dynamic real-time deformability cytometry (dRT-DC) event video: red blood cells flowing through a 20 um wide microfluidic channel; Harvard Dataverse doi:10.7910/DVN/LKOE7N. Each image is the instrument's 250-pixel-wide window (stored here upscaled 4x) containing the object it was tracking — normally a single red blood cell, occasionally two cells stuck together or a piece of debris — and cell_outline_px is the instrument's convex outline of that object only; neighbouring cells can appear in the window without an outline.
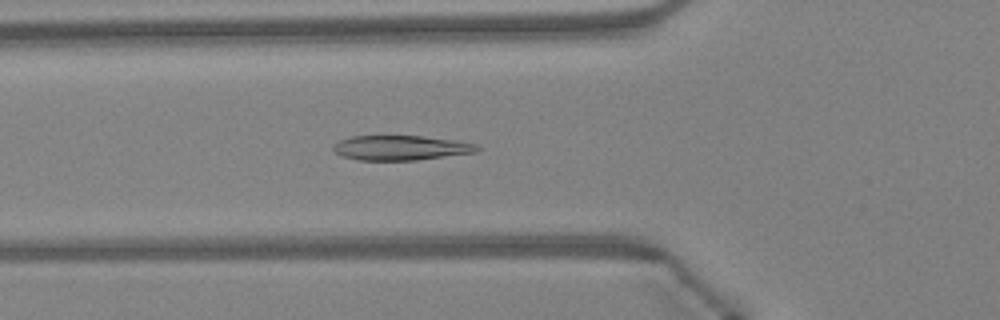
{"species": "Egyptian fruit bat (a non-hibernating species)", "species_latin": "Rousettus aegyptiacus", "temperature_condition": "warm", "stored_images_in_passage": 41, "camera_frame_rate_fps": 3000, "um_per_image_px": 0.085, "animal": {"sex": "female"}, "frame": {"image": 1, "passage_image": 16, "time_ms": 5.0, "image_size_px": [1000, 320], "cell_outline_px": [[480, 148], [476, 152], [416, 160], [356, 160], [340, 156], [332, 148], [340, 140], [352, 136], [420, 136], [456, 140], [476, 144]], "centroid_in_image_um": [34.05, 12.57], "position_along_channel_um": 91.7, "area_um2": 20.63}}
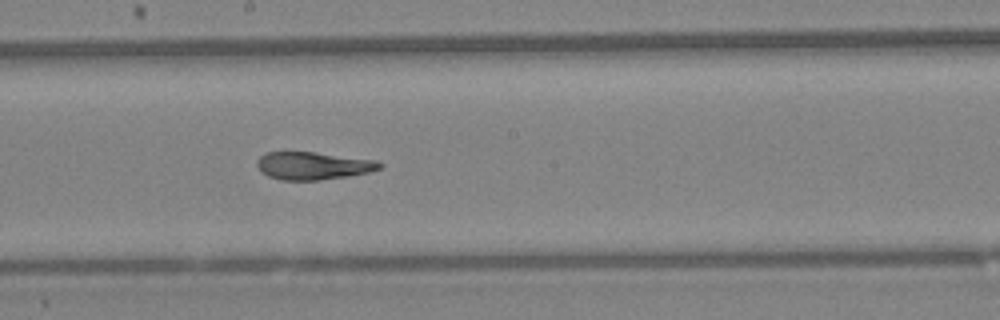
{"frame": {"image": 2, "passage_image": 25, "time_ms": 8.0, "image_size_px": [1000, 320], "cell_outline_px": [[384, 168], [368, 172], [348, 176], [320, 180], [280, 180], [268, 176], [260, 172], [256, 164], [256, 160], [264, 152], [316, 152], [376, 160], [384, 164]], "centroid_in_image_um": [26.6, 14.08], "position_along_channel_um": 221.6, "area_um2": 20.06}}
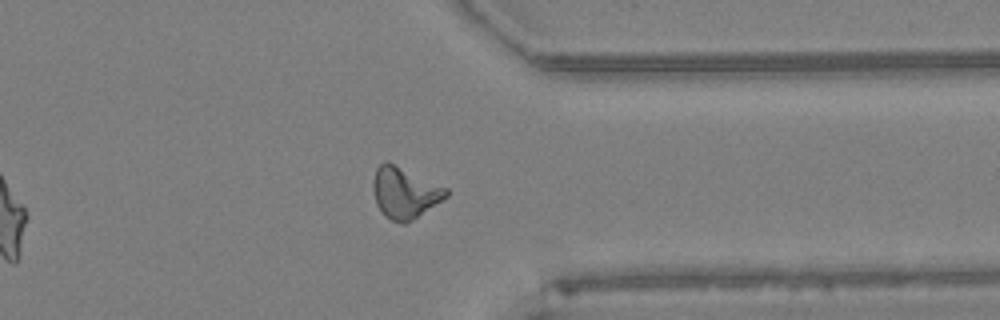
{"frame": {"image": 3, "passage_image": 36, "time_ms": 11.667, "image_size_px": [1000, 320], "cell_outline_px": [[448, 196], [412, 220], [404, 224], [392, 220], [384, 216], [376, 204], [372, 188], [372, 184], [376, 168], [384, 160], [388, 160], [448, 188]], "centroid_in_image_um": [34.37, 16.35], "position_along_channel_um": 377.0, "area_um2": 21.96}, "authors_computed_cell_mechanics": {"area_um2": 21.1548, "velocity_mm_per_s": 4.3388, "shape_relaxation_time_tau1_ms": null, "shape_relaxation_time_tau2_ms": 2.0291, "deformation_change_tau1": null, "deformation_change_tau2": 0.0827}}